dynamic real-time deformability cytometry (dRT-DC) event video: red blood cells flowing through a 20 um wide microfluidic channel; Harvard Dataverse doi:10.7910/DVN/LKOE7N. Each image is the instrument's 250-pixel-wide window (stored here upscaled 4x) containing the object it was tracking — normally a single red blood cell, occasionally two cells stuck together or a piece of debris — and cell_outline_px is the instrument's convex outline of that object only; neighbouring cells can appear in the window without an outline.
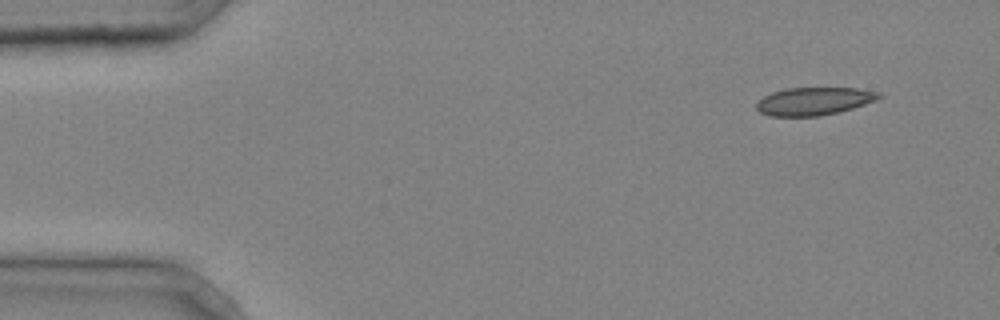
{"species": "common noctule bat (a hibernating species)", "species_latin": "Nyctalus noctula", "temperature_condition": "cold", "stored_images_in_passage": 4, "segment_of_instrument_passage": [2, 2], "camera_frame_rate_fps": 3000, "um_per_image_px": 0.085, "animal": {"sex": "male", "body_mass_g": 20.4}, "frame": {"image": 1, "passage_image": 4, "time_ms": 1.0, "image_size_px": [1000, 320], "cell_outline_px": [[884, 96], [876, 100], [852, 108], [820, 116], [768, 116], [760, 112], [756, 108], [756, 104], [764, 96], [772, 92], [788, 88], [856, 88], [880, 92]], "centroid_in_image_um": [69.19, 8.6], "position_along_channel_um": 15.8, "area_um2": 19.77}}